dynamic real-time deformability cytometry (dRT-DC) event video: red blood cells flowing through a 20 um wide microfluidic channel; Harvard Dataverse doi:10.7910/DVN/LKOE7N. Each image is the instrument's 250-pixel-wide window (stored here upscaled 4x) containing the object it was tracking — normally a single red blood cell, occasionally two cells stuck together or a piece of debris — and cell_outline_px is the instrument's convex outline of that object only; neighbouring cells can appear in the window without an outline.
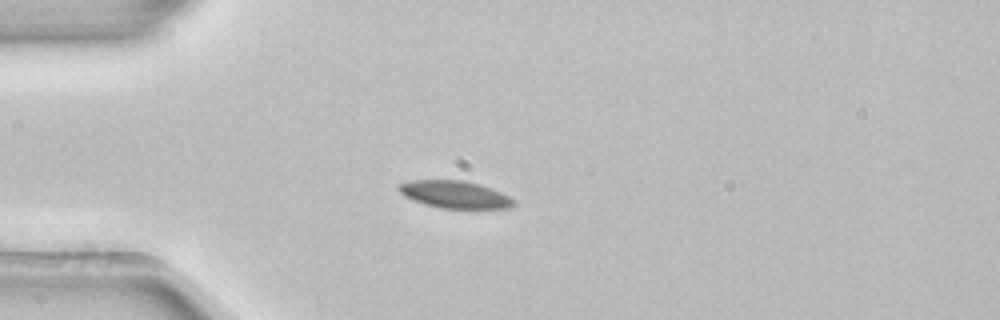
{"species": "common noctule bat (a hibernating species)", "species_latin": "Nyctalus noctula", "temperature_condition": "room temperature", "stored_images_in_passage": 4, "camera_frame_rate_fps": 3000, "um_per_image_px": 0.085, "animal": {"sex": "female", "body_mass_g": 22.7, "forearm_length_mm": 54.2}, "frame": {"image": 1, "passage_image": 4, "time_ms": 1.0, "image_size_px": [1000, 320], "cell_outline_px": [[516, 204], [512, 208], [440, 208], [424, 204], [412, 200], [404, 196], [396, 188], [396, 184], [408, 180], [464, 180], [480, 184], [500, 192], [516, 200]], "centroid_in_image_um": [38.62, 16.52], "position_along_channel_um": 46.4, "area_um2": 18.55}}